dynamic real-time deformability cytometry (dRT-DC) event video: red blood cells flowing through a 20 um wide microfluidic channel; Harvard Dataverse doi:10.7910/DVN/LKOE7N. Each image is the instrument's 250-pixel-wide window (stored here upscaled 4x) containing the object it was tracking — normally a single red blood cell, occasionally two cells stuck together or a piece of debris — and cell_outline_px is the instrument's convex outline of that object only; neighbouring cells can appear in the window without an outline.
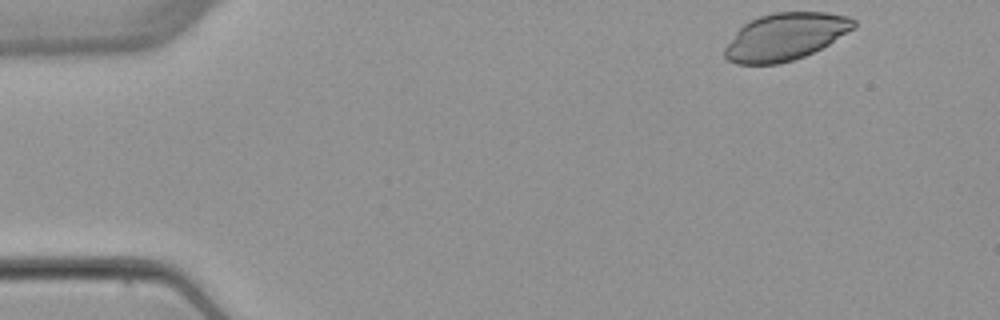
{"species": "common noctule bat (a hibernating species)", "species_latin": "Nyctalus noctula", "temperature_condition": "warm", "stored_images_in_passage": 3, "camera_frame_rate_fps": 3000, "um_per_image_px": 0.085, "animal": {"sex": "female", "body_mass_g": 22.7, "forearm_length_mm": 54.2}, "frame": {"image": 1, "passage_image": 1, "time_ms": 0.0, "image_size_px": [1000, 320], "cell_outline_px": [[856, 28], [828, 44], [804, 56], [780, 64], [736, 64], [728, 60], [724, 56], [724, 48], [736, 32], [748, 20], [772, 12], [824, 12], [848, 16], [856, 20]], "centroid_in_image_um": [66.76, 3.11], "position_along_channel_um": 18.2, "area_um2": 35.49}}